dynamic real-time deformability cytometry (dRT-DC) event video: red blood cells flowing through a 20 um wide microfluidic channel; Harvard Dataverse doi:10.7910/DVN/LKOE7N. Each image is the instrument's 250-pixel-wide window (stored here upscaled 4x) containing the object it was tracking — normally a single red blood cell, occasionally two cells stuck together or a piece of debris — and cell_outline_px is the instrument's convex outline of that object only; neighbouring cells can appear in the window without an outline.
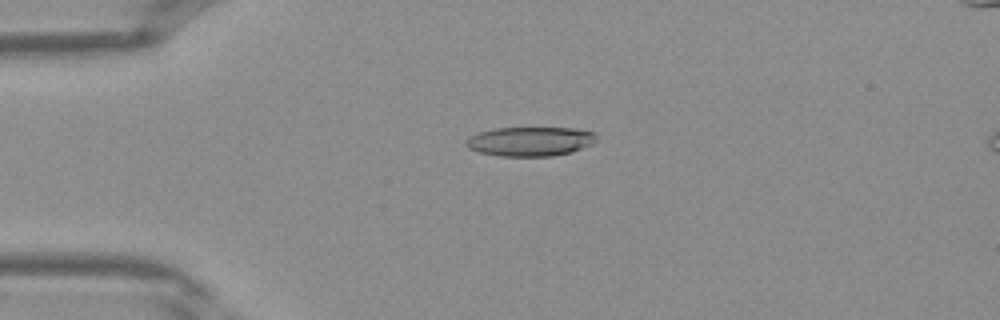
{"species": "Egyptian fruit bat (a non-hibernating species)", "species_latin": "Rousettus aegyptiacus", "temperature_condition": "warm", "stored_images_in_passage": 27, "camera_frame_rate_fps": 3000, "um_per_image_px": 0.085, "frame": {"image": 1, "passage_image": 1, "time_ms": 0.0, "image_size_px": [1000, 320], "cell_outline_px": [[596, 140], [592, 144], [572, 152], [552, 156], [500, 156], [480, 152], [468, 148], [464, 144], [464, 140], [468, 136], [492, 128], [572, 128], [592, 132], [596, 136]], "centroid_in_image_um": [45.02, 12.02], "position_along_channel_um": 40.0, "area_um2": 22.31}}
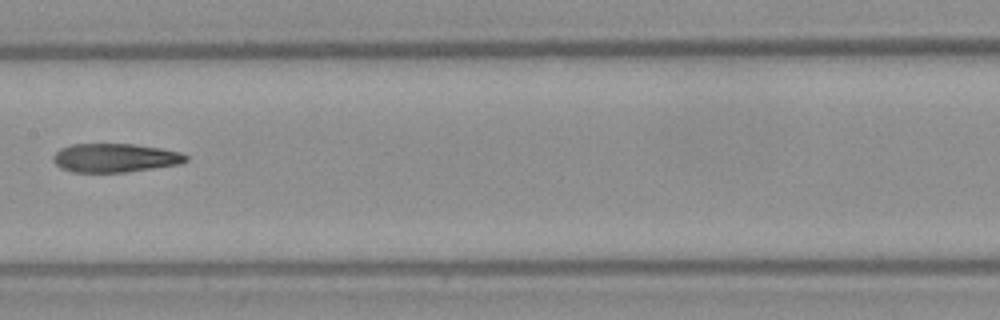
{"frame": {"image": 2, "passage_image": 12, "time_ms": 3.667, "image_size_px": [1000, 320], "cell_outline_px": [[188, 160], [180, 164], [124, 172], [72, 172], [60, 168], [52, 160], [52, 156], [60, 148], [72, 144], [136, 144], [160, 148], [180, 152], [188, 156]], "centroid_in_image_um": [9.75, 13.41], "position_along_channel_um": 197.6, "area_um2": 22.25}}
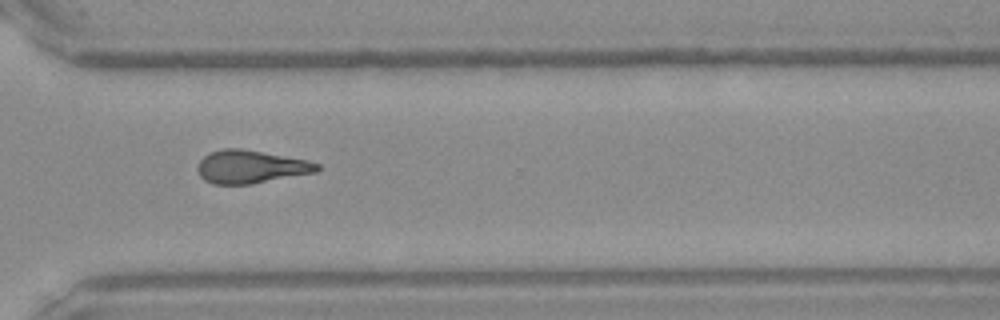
{"frame": {"image": 3, "passage_image": 21, "time_ms": 6.667, "image_size_px": [1000, 320], "cell_outline_px": [[320, 168], [316, 172], [252, 184], [212, 184], [204, 180], [200, 176], [196, 168], [200, 160], [204, 156], [212, 152], [224, 148], [240, 148], [308, 160], [320, 164]], "centroid_in_image_um": [21.3, 14.18], "position_along_channel_um": 349.3, "area_um2": 23.0}}